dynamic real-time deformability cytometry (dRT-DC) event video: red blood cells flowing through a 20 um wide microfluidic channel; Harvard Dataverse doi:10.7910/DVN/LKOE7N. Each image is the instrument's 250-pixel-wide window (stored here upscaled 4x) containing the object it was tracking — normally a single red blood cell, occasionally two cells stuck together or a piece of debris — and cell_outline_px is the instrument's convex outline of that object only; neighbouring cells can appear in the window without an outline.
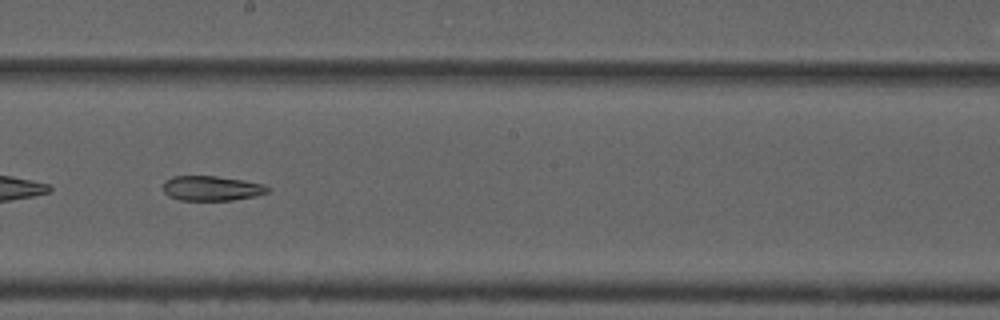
{"species": "common noctule bat (a hibernating species)", "species_latin": "Nyctalus noctula", "temperature_condition": "cold", "stored_images_in_passage": 53, "camera_frame_rate_fps": 3000, "um_per_image_px": 0.085, "animal": {"sex": "male", "forearm_length_mm": 52.5}, "frame": {"image": 1, "passage_image": 31, "time_ms": 10.0, "image_size_px": [1000, 320], "cell_outline_px": [[268, 192], [256, 196], [232, 200], [180, 200], [168, 196], [164, 192], [164, 180], [172, 176], [216, 176], [244, 180], [264, 184], [268, 188]], "centroid_in_image_um": [17.97, 16.0], "position_along_channel_um": 230.2, "area_um2": 15.14}}